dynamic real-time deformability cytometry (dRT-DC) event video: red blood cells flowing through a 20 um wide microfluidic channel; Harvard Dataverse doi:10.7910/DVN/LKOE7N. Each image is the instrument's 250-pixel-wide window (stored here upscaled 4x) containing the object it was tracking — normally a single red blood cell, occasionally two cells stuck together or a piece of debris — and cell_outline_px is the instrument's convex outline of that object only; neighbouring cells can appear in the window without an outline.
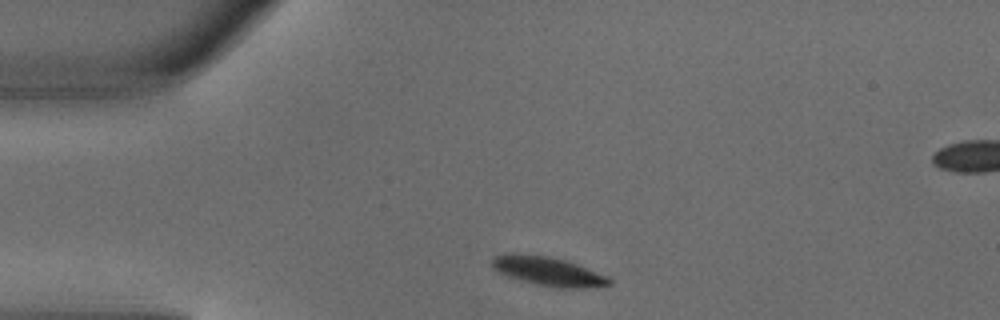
{"species": "common noctule bat (a hibernating species)", "species_latin": "Nyctalus noctula", "temperature_condition": "warm", "stored_images_in_passage": 3, "segment_of_instrument_passage": [1, 2], "camera_frame_rate_fps": 3000, "um_per_image_px": 0.085, "animal": {"sex": "male", "body_mass_g": 18.8}, "frame": {"image": 1, "passage_image": 1, "time_ms": 0.0, "image_size_px": [1000, 320], "cell_outline_px": [[612, 284], [584, 288], [560, 288], [536, 284], [508, 276], [492, 268], [492, 260], [496, 256], [504, 252], [512, 252], [548, 256], [564, 260], [576, 264], [608, 276], [612, 280]], "centroid_in_image_um": [46.57, 23.04], "position_along_channel_um": 38.4, "area_um2": 19.71}}